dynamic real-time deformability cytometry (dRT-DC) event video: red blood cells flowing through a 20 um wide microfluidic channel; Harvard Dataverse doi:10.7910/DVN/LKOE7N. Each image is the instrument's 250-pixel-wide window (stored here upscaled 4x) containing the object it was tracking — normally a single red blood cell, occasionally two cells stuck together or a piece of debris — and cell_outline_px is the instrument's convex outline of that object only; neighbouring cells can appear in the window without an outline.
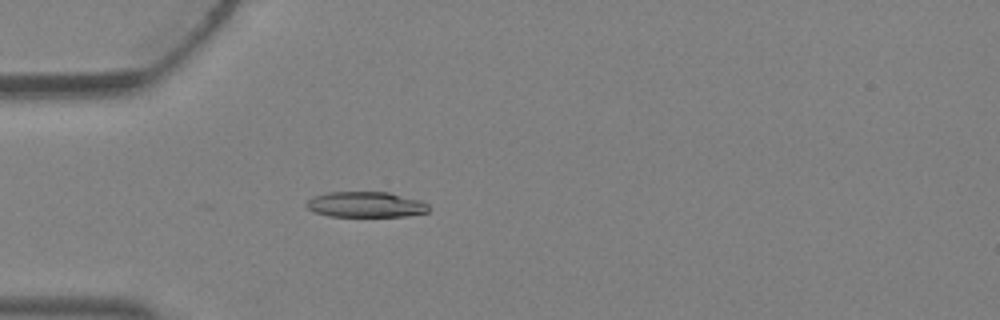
{"species": "Egyptian fruit bat (a non-hibernating species)", "species_latin": "Rousettus aegyptiacus", "temperature_condition": "warm", "stored_images_in_passage": 5, "segment_of_instrument_passage": [2, 2], "camera_frame_rate_fps": 3000, "um_per_image_px": 0.085, "animal": {"sex": "female"}, "frame": {"image": 1, "passage_image": 5, "time_ms": 1.333, "image_size_px": [1000, 320], "cell_outline_px": [[428, 212], [408, 216], [328, 216], [312, 212], [304, 204], [312, 196], [328, 192], [388, 192], [420, 200], [428, 204]], "centroid_in_image_um": [31.05, 17.38], "position_along_channel_um": 54.0, "area_um2": 18.32}}